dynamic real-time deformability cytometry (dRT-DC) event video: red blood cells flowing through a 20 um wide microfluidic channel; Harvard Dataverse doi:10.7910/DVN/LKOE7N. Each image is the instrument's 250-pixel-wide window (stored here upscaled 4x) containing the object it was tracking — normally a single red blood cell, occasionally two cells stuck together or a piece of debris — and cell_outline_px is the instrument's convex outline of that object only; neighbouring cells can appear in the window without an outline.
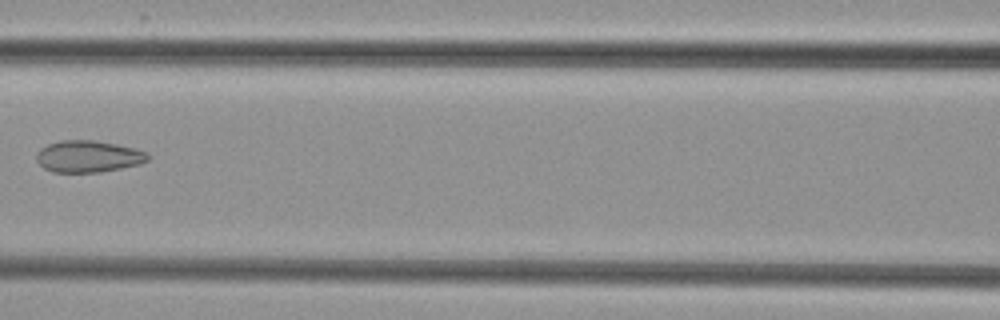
{"species": "common noctule bat (a hibernating species)", "species_latin": "Nyctalus noctula", "temperature_condition": "cold", "stored_images_in_passage": 6, "camera_frame_rate_fps": 3000, "um_per_image_px": 0.085, "animal": {"sex": "female", "body_mass_g": 29.2, "forearm_length_mm": 56.3}, "frame": {"image": 1, "passage_image": 6, "time_ms": 6.0, "image_size_px": [1000, 320], "cell_outline_px": [[148, 160], [140, 164], [100, 172], [52, 172], [44, 168], [36, 160], [36, 152], [40, 148], [48, 144], [60, 140], [92, 140], [116, 144], [148, 152]], "centroid_in_image_um": [7.47, 13.29], "position_along_channel_um": 159.1, "area_um2": 20.58}}